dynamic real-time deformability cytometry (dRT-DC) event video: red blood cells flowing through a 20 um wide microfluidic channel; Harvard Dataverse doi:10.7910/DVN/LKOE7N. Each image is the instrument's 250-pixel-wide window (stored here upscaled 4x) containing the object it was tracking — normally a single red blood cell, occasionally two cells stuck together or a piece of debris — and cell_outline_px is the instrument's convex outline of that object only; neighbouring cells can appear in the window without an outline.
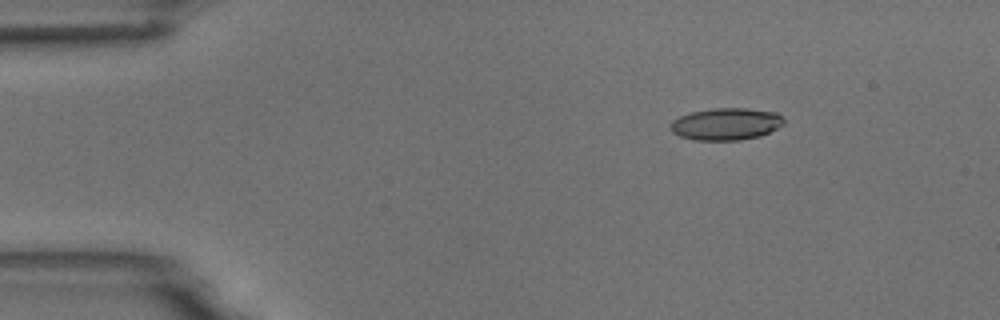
{"species": "common noctule bat (a hibernating species)", "species_latin": "Nyctalus noctula", "temperature_condition": "room temperature", "stored_images_in_passage": 4, "camera_frame_rate_fps": 3000, "um_per_image_px": 0.085, "animal": {"sex": "male", "body_mass_g": 18.8}, "frame": {"image": 1, "passage_image": 2, "time_ms": 2.0, "image_size_px": [1000, 320], "cell_outline_px": [[784, 124], [760, 136], [740, 140], [696, 140], [680, 136], [672, 132], [672, 120], [688, 112], [716, 108], [748, 108], [776, 112], [784, 120]], "centroid_in_image_um": [61.71, 10.53], "position_along_channel_um": 23.3, "area_um2": 21.1}}